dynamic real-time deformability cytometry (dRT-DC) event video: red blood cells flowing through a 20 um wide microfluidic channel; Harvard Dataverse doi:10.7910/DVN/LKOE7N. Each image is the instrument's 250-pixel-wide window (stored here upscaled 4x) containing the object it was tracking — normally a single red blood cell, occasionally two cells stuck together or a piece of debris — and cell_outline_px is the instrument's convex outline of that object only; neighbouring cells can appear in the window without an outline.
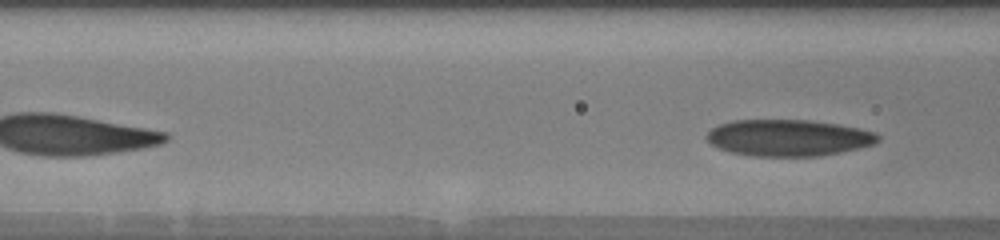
{"species": "human", "species_latin": "Homo sapiens", "temperature_condition": "warm", "stored_images_in_passage": 8, "segment_of_instrument_passage": [2, 2], "camera_frame_rate_fps": 3000, "um_per_image_px": 0.085, "donor": {"sex": "male"}, "frame": {"image": 1, "passage_image": 8, "time_ms": 2.667, "image_size_px": [1000, 240], "cell_outline_px": [[880, 140], [872, 144], [860, 148], [840, 152], [816, 156], [752, 156], [732, 152], [720, 148], [712, 144], [704, 136], [712, 128], [720, 124], [732, 120], [808, 120], [836, 124], [860, 128], [876, 132], [880, 136]], "centroid_in_image_um": [67.03, 11.71], "position_along_channel_um": 99.6, "area_um2": 36.36}}